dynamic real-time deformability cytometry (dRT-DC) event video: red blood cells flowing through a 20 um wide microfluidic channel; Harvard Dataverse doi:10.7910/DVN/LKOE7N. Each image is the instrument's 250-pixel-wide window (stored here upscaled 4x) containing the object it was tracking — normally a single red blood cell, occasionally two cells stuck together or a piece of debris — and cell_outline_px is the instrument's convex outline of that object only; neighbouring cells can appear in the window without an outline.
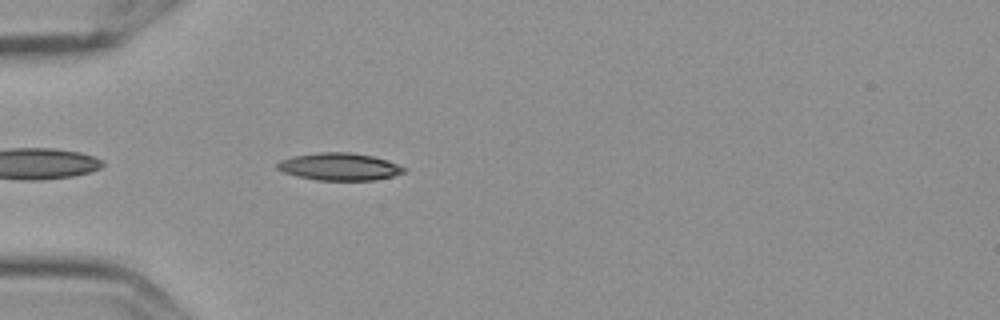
{"species": "Egyptian fruit bat (a non-hibernating species)", "species_latin": "Rousettus aegyptiacus", "temperature_condition": "cold", "stored_images_in_passage": 5, "camera_frame_rate_fps": 3000, "um_per_image_px": 0.085, "frame": {"image": 1, "passage_image": 5, "time_ms": 1.333, "image_size_px": [1000, 320], "cell_outline_px": [[408, 168], [404, 172], [392, 176], [376, 180], [316, 180], [296, 176], [284, 172], [276, 168], [276, 164], [280, 160], [292, 156], [320, 152], [352, 152], [372, 156], [388, 160]], "centroid_in_image_um": [28.85, 14.16], "position_along_channel_um": 56.1, "area_um2": 20.35}}